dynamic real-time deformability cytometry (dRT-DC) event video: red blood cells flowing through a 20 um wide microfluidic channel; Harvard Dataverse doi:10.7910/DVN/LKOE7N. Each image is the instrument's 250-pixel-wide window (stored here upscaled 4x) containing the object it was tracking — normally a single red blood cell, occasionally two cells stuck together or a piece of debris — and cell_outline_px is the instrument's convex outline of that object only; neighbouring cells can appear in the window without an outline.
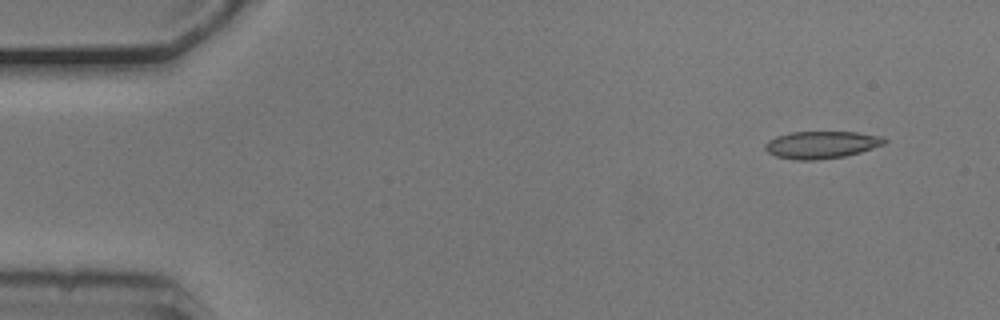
{"species": "common noctule bat (a hibernating species)", "species_latin": "Nyctalus noctula", "temperature_condition": "cold", "stored_images_in_passage": 50, "camera_frame_rate_fps": 3000, "um_per_image_px": 0.085, "animal": {"sex": "male", "body_mass_g": 20.5, "forearm_length_mm": 52.5}, "frame": {"image": 1, "passage_image": 1, "time_ms": 0.0, "image_size_px": [1000, 320], "cell_outline_px": [[888, 140], [884, 144], [860, 152], [844, 156], [816, 160], [796, 160], [776, 156], [768, 152], [764, 148], [764, 144], [768, 140], [776, 136], [792, 132], [856, 132], [884, 136]], "centroid_in_image_um": [69.82, 12.3], "position_along_channel_um": 15.2, "area_um2": 19.02}}
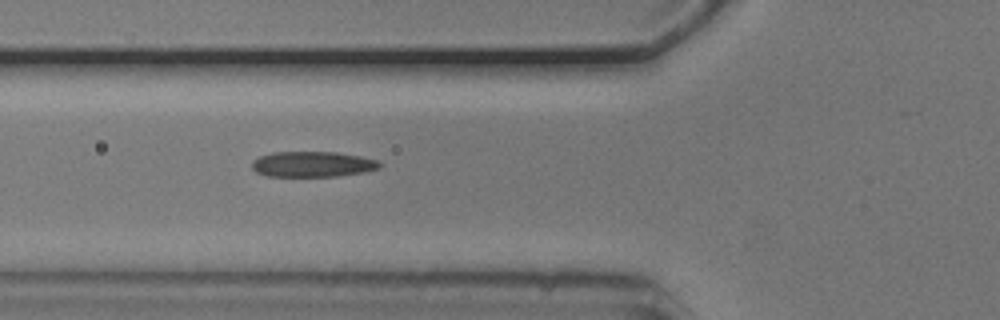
{"frame": {"image": 2, "passage_image": 16, "time_ms": 5.0, "image_size_px": [1000, 320], "cell_outline_px": [[384, 164], [380, 168], [364, 172], [340, 176], [268, 176], [256, 172], [252, 168], [252, 160], [260, 156], [272, 152], [336, 152], [360, 156], [380, 160]], "centroid_in_image_um": [26.61, 13.95], "position_along_channel_um": 99.2, "area_um2": 19.19}}
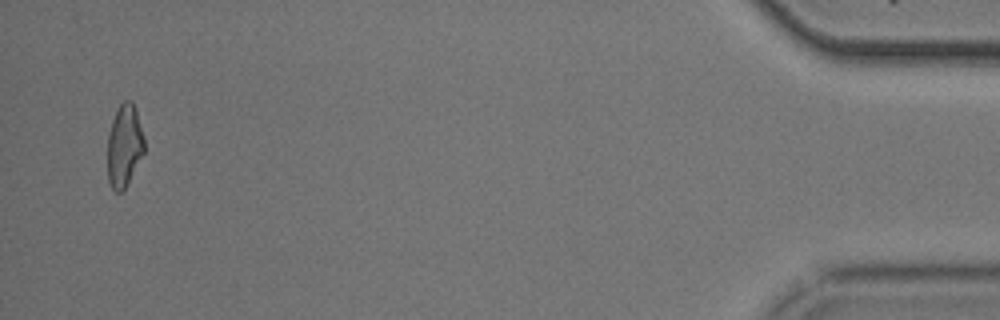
{"frame": {"image": 3, "passage_image": 49, "time_ms": 16.0, "image_size_px": [1000, 320], "cell_outline_px": [[144, 152], [124, 192], [116, 192], [112, 188], [108, 180], [108, 132], [112, 120], [120, 104], [124, 100], [132, 100], [144, 136]], "centroid_in_image_um": [10.57, 12.41], "position_along_channel_um": 424.6, "area_um2": 17.69}, "authors_computed_cell_mechanics": {"area_um2": 18.8428, "velocity_mm_per_s": 3.733, "shape_relaxation_time_tau1_ms": 8.4809, "shape_relaxation_time_tau2_ms": 2.2919, "deformation_change_tau1": 0.2101, "deformation_change_tau2": 0.111}}